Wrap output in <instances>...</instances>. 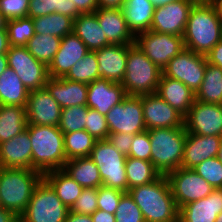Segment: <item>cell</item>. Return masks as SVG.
<instances>
[{
  "label": "cell",
  "mask_w": 222,
  "mask_h": 222,
  "mask_svg": "<svg viewBox=\"0 0 222 222\" xmlns=\"http://www.w3.org/2000/svg\"><path fill=\"white\" fill-rule=\"evenodd\" d=\"M97 199V188H84L70 210L77 214L92 215L98 209Z\"/></svg>",
  "instance_id": "45"
},
{
  "label": "cell",
  "mask_w": 222,
  "mask_h": 222,
  "mask_svg": "<svg viewBox=\"0 0 222 222\" xmlns=\"http://www.w3.org/2000/svg\"><path fill=\"white\" fill-rule=\"evenodd\" d=\"M165 176L178 208L190 202L203 199L215 190L194 169L180 167L170 171Z\"/></svg>",
  "instance_id": "10"
},
{
  "label": "cell",
  "mask_w": 222,
  "mask_h": 222,
  "mask_svg": "<svg viewBox=\"0 0 222 222\" xmlns=\"http://www.w3.org/2000/svg\"><path fill=\"white\" fill-rule=\"evenodd\" d=\"M151 143V163L166 175L182 167L185 139V127L154 128L148 130Z\"/></svg>",
  "instance_id": "5"
},
{
  "label": "cell",
  "mask_w": 222,
  "mask_h": 222,
  "mask_svg": "<svg viewBox=\"0 0 222 222\" xmlns=\"http://www.w3.org/2000/svg\"><path fill=\"white\" fill-rule=\"evenodd\" d=\"M65 222H93V220L91 215L77 214L70 210Z\"/></svg>",
  "instance_id": "54"
},
{
  "label": "cell",
  "mask_w": 222,
  "mask_h": 222,
  "mask_svg": "<svg viewBox=\"0 0 222 222\" xmlns=\"http://www.w3.org/2000/svg\"><path fill=\"white\" fill-rule=\"evenodd\" d=\"M98 210H103L111 214H115L121 196L125 193L119 189L100 186L97 188Z\"/></svg>",
  "instance_id": "44"
},
{
  "label": "cell",
  "mask_w": 222,
  "mask_h": 222,
  "mask_svg": "<svg viewBox=\"0 0 222 222\" xmlns=\"http://www.w3.org/2000/svg\"><path fill=\"white\" fill-rule=\"evenodd\" d=\"M133 136L125 133H112L107 139L119 152L127 156L131 149Z\"/></svg>",
  "instance_id": "49"
},
{
  "label": "cell",
  "mask_w": 222,
  "mask_h": 222,
  "mask_svg": "<svg viewBox=\"0 0 222 222\" xmlns=\"http://www.w3.org/2000/svg\"><path fill=\"white\" fill-rule=\"evenodd\" d=\"M150 1L154 5V7L157 8V7L165 6L168 3L175 2L178 0H150Z\"/></svg>",
  "instance_id": "60"
},
{
  "label": "cell",
  "mask_w": 222,
  "mask_h": 222,
  "mask_svg": "<svg viewBox=\"0 0 222 222\" xmlns=\"http://www.w3.org/2000/svg\"><path fill=\"white\" fill-rule=\"evenodd\" d=\"M42 178L37 170L0 167V207L21 215Z\"/></svg>",
  "instance_id": "4"
},
{
  "label": "cell",
  "mask_w": 222,
  "mask_h": 222,
  "mask_svg": "<svg viewBox=\"0 0 222 222\" xmlns=\"http://www.w3.org/2000/svg\"><path fill=\"white\" fill-rule=\"evenodd\" d=\"M8 222H26L22 215H14Z\"/></svg>",
  "instance_id": "62"
},
{
  "label": "cell",
  "mask_w": 222,
  "mask_h": 222,
  "mask_svg": "<svg viewBox=\"0 0 222 222\" xmlns=\"http://www.w3.org/2000/svg\"><path fill=\"white\" fill-rule=\"evenodd\" d=\"M87 86V107L105 116L127 96L121 83L104 78H98Z\"/></svg>",
  "instance_id": "18"
},
{
  "label": "cell",
  "mask_w": 222,
  "mask_h": 222,
  "mask_svg": "<svg viewBox=\"0 0 222 222\" xmlns=\"http://www.w3.org/2000/svg\"><path fill=\"white\" fill-rule=\"evenodd\" d=\"M213 6L215 7V10L217 12V15L222 21V0H214L212 2Z\"/></svg>",
  "instance_id": "59"
},
{
  "label": "cell",
  "mask_w": 222,
  "mask_h": 222,
  "mask_svg": "<svg viewBox=\"0 0 222 222\" xmlns=\"http://www.w3.org/2000/svg\"><path fill=\"white\" fill-rule=\"evenodd\" d=\"M116 222H145L142 212L128 192H125L115 212Z\"/></svg>",
  "instance_id": "42"
},
{
  "label": "cell",
  "mask_w": 222,
  "mask_h": 222,
  "mask_svg": "<svg viewBox=\"0 0 222 222\" xmlns=\"http://www.w3.org/2000/svg\"><path fill=\"white\" fill-rule=\"evenodd\" d=\"M193 169L212 187L222 189V163L218 157L208 158Z\"/></svg>",
  "instance_id": "41"
},
{
  "label": "cell",
  "mask_w": 222,
  "mask_h": 222,
  "mask_svg": "<svg viewBox=\"0 0 222 222\" xmlns=\"http://www.w3.org/2000/svg\"><path fill=\"white\" fill-rule=\"evenodd\" d=\"M145 222H179V208L165 175L152 183L128 190Z\"/></svg>",
  "instance_id": "1"
},
{
  "label": "cell",
  "mask_w": 222,
  "mask_h": 222,
  "mask_svg": "<svg viewBox=\"0 0 222 222\" xmlns=\"http://www.w3.org/2000/svg\"><path fill=\"white\" fill-rule=\"evenodd\" d=\"M207 63L205 55L183 48L162 71L164 76L179 80L196 93L204 79Z\"/></svg>",
  "instance_id": "12"
},
{
  "label": "cell",
  "mask_w": 222,
  "mask_h": 222,
  "mask_svg": "<svg viewBox=\"0 0 222 222\" xmlns=\"http://www.w3.org/2000/svg\"><path fill=\"white\" fill-rule=\"evenodd\" d=\"M85 130L96 140H106L109 136L106 116L95 109L88 108Z\"/></svg>",
  "instance_id": "43"
},
{
  "label": "cell",
  "mask_w": 222,
  "mask_h": 222,
  "mask_svg": "<svg viewBox=\"0 0 222 222\" xmlns=\"http://www.w3.org/2000/svg\"><path fill=\"white\" fill-rule=\"evenodd\" d=\"M43 178L51 185L57 197L69 209L72 208L84 189L63 169L48 171L43 174Z\"/></svg>",
  "instance_id": "30"
},
{
  "label": "cell",
  "mask_w": 222,
  "mask_h": 222,
  "mask_svg": "<svg viewBox=\"0 0 222 222\" xmlns=\"http://www.w3.org/2000/svg\"><path fill=\"white\" fill-rule=\"evenodd\" d=\"M0 167L32 169V143L27 129L0 144Z\"/></svg>",
  "instance_id": "20"
},
{
  "label": "cell",
  "mask_w": 222,
  "mask_h": 222,
  "mask_svg": "<svg viewBox=\"0 0 222 222\" xmlns=\"http://www.w3.org/2000/svg\"><path fill=\"white\" fill-rule=\"evenodd\" d=\"M87 106H71L62 109L59 129L65 134L85 130Z\"/></svg>",
  "instance_id": "40"
},
{
  "label": "cell",
  "mask_w": 222,
  "mask_h": 222,
  "mask_svg": "<svg viewBox=\"0 0 222 222\" xmlns=\"http://www.w3.org/2000/svg\"><path fill=\"white\" fill-rule=\"evenodd\" d=\"M222 212V189L179 208V222H215Z\"/></svg>",
  "instance_id": "23"
},
{
  "label": "cell",
  "mask_w": 222,
  "mask_h": 222,
  "mask_svg": "<svg viewBox=\"0 0 222 222\" xmlns=\"http://www.w3.org/2000/svg\"><path fill=\"white\" fill-rule=\"evenodd\" d=\"M8 19L0 12V30H7Z\"/></svg>",
  "instance_id": "61"
},
{
  "label": "cell",
  "mask_w": 222,
  "mask_h": 222,
  "mask_svg": "<svg viewBox=\"0 0 222 222\" xmlns=\"http://www.w3.org/2000/svg\"><path fill=\"white\" fill-rule=\"evenodd\" d=\"M89 51L87 46L75 33L67 34L61 39L59 50L48 67L49 77H65L72 66Z\"/></svg>",
  "instance_id": "19"
},
{
  "label": "cell",
  "mask_w": 222,
  "mask_h": 222,
  "mask_svg": "<svg viewBox=\"0 0 222 222\" xmlns=\"http://www.w3.org/2000/svg\"><path fill=\"white\" fill-rule=\"evenodd\" d=\"M61 39L57 36L35 33L26 48L38 61L49 67L59 50Z\"/></svg>",
  "instance_id": "36"
},
{
  "label": "cell",
  "mask_w": 222,
  "mask_h": 222,
  "mask_svg": "<svg viewBox=\"0 0 222 222\" xmlns=\"http://www.w3.org/2000/svg\"><path fill=\"white\" fill-rule=\"evenodd\" d=\"M142 108L147 130L185 127L184 116L156 93L142 95Z\"/></svg>",
  "instance_id": "17"
},
{
  "label": "cell",
  "mask_w": 222,
  "mask_h": 222,
  "mask_svg": "<svg viewBox=\"0 0 222 222\" xmlns=\"http://www.w3.org/2000/svg\"><path fill=\"white\" fill-rule=\"evenodd\" d=\"M121 9L134 35L150 30L155 10L150 0H125Z\"/></svg>",
  "instance_id": "28"
},
{
  "label": "cell",
  "mask_w": 222,
  "mask_h": 222,
  "mask_svg": "<svg viewBox=\"0 0 222 222\" xmlns=\"http://www.w3.org/2000/svg\"><path fill=\"white\" fill-rule=\"evenodd\" d=\"M26 113L27 125L59 126L62 107L44 87L29 92Z\"/></svg>",
  "instance_id": "16"
},
{
  "label": "cell",
  "mask_w": 222,
  "mask_h": 222,
  "mask_svg": "<svg viewBox=\"0 0 222 222\" xmlns=\"http://www.w3.org/2000/svg\"><path fill=\"white\" fill-rule=\"evenodd\" d=\"M99 8L121 9L125 0H97Z\"/></svg>",
  "instance_id": "55"
},
{
  "label": "cell",
  "mask_w": 222,
  "mask_h": 222,
  "mask_svg": "<svg viewBox=\"0 0 222 222\" xmlns=\"http://www.w3.org/2000/svg\"><path fill=\"white\" fill-rule=\"evenodd\" d=\"M93 222H116L115 214L103 210H96L92 215Z\"/></svg>",
  "instance_id": "53"
},
{
  "label": "cell",
  "mask_w": 222,
  "mask_h": 222,
  "mask_svg": "<svg viewBox=\"0 0 222 222\" xmlns=\"http://www.w3.org/2000/svg\"><path fill=\"white\" fill-rule=\"evenodd\" d=\"M127 157L138 158L151 162V143L148 130L137 133L133 136L131 149Z\"/></svg>",
  "instance_id": "46"
},
{
  "label": "cell",
  "mask_w": 222,
  "mask_h": 222,
  "mask_svg": "<svg viewBox=\"0 0 222 222\" xmlns=\"http://www.w3.org/2000/svg\"><path fill=\"white\" fill-rule=\"evenodd\" d=\"M156 94L184 117L195 102V93L179 80L161 75Z\"/></svg>",
  "instance_id": "26"
},
{
  "label": "cell",
  "mask_w": 222,
  "mask_h": 222,
  "mask_svg": "<svg viewBox=\"0 0 222 222\" xmlns=\"http://www.w3.org/2000/svg\"><path fill=\"white\" fill-rule=\"evenodd\" d=\"M66 159L88 157L97 142L86 130L63 134Z\"/></svg>",
  "instance_id": "37"
},
{
  "label": "cell",
  "mask_w": 222,
  "mask_h": 222,
  "mask_svg": "<svg viewBox=\"0 0 222 222\" xmlns=\"http://www.w3.org/2000/svg\"><path fill=\"white\" fill-rule=\"evenodd\" d=\"M187 133L203 136H222V105L195 100L184 117Z\"/></svg>",
  "instance_id": "14"
},
{
  "label": "cell",
  "mask_w": 222,
  "mask_h": 222,
  "mask_svg": "<svg viewBox=\"0 0 222 222\" xmlns=\"http://www.w3.org/2000/svg\"><path fill=\"white\" fill-rule=\"evenodd\" d=\"M10 44L7 30H0V55L9 51Z\"/></svg>",
  "instance_id": "56"
},
{
  "label": "cell",
  "mask_w": 222,
  "mask_h": 222,
  "mask_svg": "<svg viewBox=\"0 0 222 222\" xmlns=\"http://www.w3.org/2000/svg\"><path fill=\"white\" fill-rule=\"evenodd\" d=\"M26 127V106L0 105V144L22 133Z\"/></svg>",
  "instance_id": "32"
},
{
  "label": "cell",
  "mask_w": 222,
  "mask_h": 222,
  "mask_svg": "<svg viewBox=\"0 0 222 222\" xmlns=\"http://www.w3.org/2000/svg\"><path fill=\"white\" fill-rule=\"evenodd\" d=\"M195 3H212L214 0H193Z\"/></svg>",
  "instance_id": "64"
},
{
  "label": "cell",
  "mask_w": 222,
  "mask_h": 222,
  "mask_svg": "<svg viewBox=\"0 0 222 222\" xmlns=\"http://www.w3.org/2000/svg\"><path fill=\"white\" fill-rule=\"evenodd\" d=\"M207 62L222 69V40L219 41L206 55Z\"/></svg>",
  "instance_id": "52"
},
{
  "label": "cell",
  "mask_w": 222,
  "mask_h": 222,
  "mask_svg": "<svg viewBox=\"0 0 222 222\" xmlns=\"http://www.w3.org/2000/svg\"><path fill=\"white\" fill-rule=\"evenodd\" d=\"M7 32L10 46H26L35 35L32 18L10 19L7 22Z\"/></svg>",
  "instance_id": "39"
},
{
  "label": "cell",
  "mask_w": 222,
  "mask_h": 222,
  "mask_svg": "<svg viewBox=\"0 0 222 222\" xmlns=\"http://www.w3.org/2000/svg\"><path fill=\"white\" fill-rule=\"evenodd\" d=\"M222 40V21L212 3H194L185 32L184 47L195 53H207Z\"/></svg>",
  "instance_id": "2"
},
{
  "label": "cell",
  "mask_w": 222,
  "mask_h": 222,
  "mask_svg": "<svg viewBox=\"0 0 222 222\" xmlns=\"http://www.w3.org/2000/svg\"><path fill=\"white\" fill-rule=\"evenodd\" d=\"M6 55L8 67L15 71L29 92L45 87L50 78L48 67L38 61L26 46H10Z\"/></svg>",
  "instance_id": "11"
},
{
  "label": "cell",
  "mask_w": 222,
  "mask_h": 222,
  "mask_svg": "<svg viewBox=\"0 0 222 222\" xmlns=\"http://www.w3.org/2000/svg\"><path fill=\"white\" fill-rule=\"evenodd\" d=\"M35 33L63 38L73 32L74 19L59 13L33 18Z\"/></svg>",
  "instance_id": "35"
},
{
  "label": "cell",
  "mask_w": 222,
  "mask_h": 222,
  "mask_svg": "<svg viewBox=\"0 0 222 222\" xmlns=\"http://www.w3.org/2000/svg\"><path fill=\"white\" fill-rule=\"evenodd\" d=\"M80 14L93 13L98 10L97 0H71Z\"/></svg>",
  "instance_id": "51"
},
{
  "label": "cell",
  "mask_w": 222,
  "mask_h": 222,
  "mask_svg": "<svg viewBox=\"0 0 222 222\" xmlns=\"http://www.w3.org/2000/svg\"><path fill=\"white\" fill-rule=\"evenodd\" d=\"M163 71L134 44H128L124 79L121 82L127 95L156 93Z\"/></svg>",
  "instance_id": "6"
},
{
  "label": "cell",
  "mask_w": 222,
  "mask_h": 222,
  "mask_svg": "<svg viewBox=\"0 0 222 222\" xmlns=\"http://www.w3.org/2000/svg\"><path fill=\"white\" fill-rule=\"evenodd\" d=\"M220 136H203L187 133L185 139L182 167L193 169L204 160L217 157L220 147Z\"/></svg>",
  "instance_id": "22"
},
{
  "label": "cell",
  "mask_w": 222,
  "mask_h": 222,
  "mask_svg": "<svg viewBox=\"0 0 222 222\" xmlns=\"http://www.w3.org/2000/svg\"><path fill=\"white\" fill-rule=\"evenodd\" d=\"M62 169L83 188L102 186L99 169L89 156L67 160Z\"/></svg>",
  "instance_id": "29"
},
{
  "label": "cell",
  "mask_w": 222,
  "mask_h": 222,
  "mask_svg": "<svg viewBox=\"0 0 222 222\" xmlns=\"http://www.w3.org/2000/svg\"><path fill=\"white\" fill-rule=\"evenodd\" d=\"M15 214L10 210L0 207V222H8Z\"/></svg>",
  "instance_id": "57"
},
{
  "label": "cell",
  "mask_w": 222,
  "mask_h": 222,
  "mask_svg": "<svg viewBox=\"0 0 222 222\" xmlns=\"http://www.w3.org/2000/svg\"><path fill=\"white\" fill-rule=\"evenodd\" d=\"M194 3L193 0H178L155 8L150 30L183 37Z\"/></svg>",
  "instance_id": "15"
},
{
  "label": "cell",
  "mask_w": 222,
  "mask_h": 222,
  "mask_svg": "<svg viewBox=\"0 0 222 222\" xmlns=\"http://www.w3.org/2000/svg\"><path fill=\"white\" fill-rule=\"evenodd\" d=\"M69 211L51 185L42 178L21 215L26 222H65Z\"/></svg>",
  "instance_id": "8"
},
{
  "label": "cell",
  "mask_w": 222,
  "mask_h": 222,
  "mask_svg": "<svg viewBox=\"0 0 222 222\" xmlns=\"http://www.w3.org/2000/svg\"><path fill=\"white\" fill-rule=\"evenodd\" d=\"M70 81L90 84L100 78L97 57L94 51H89L83 58L72 66L64 77Z\"/></svg>",
  "instance_id": "38"
},
{
  "label": "cell",
  "mask_w": 222,
  "mask_h": 222,
  "mask_svg": "<svg viewBox=\"0 0 222 222\" xmlns=\"http://www.w3.org/2000/svg\"><path fill=\"white\" fill-rule=\"evenodd\" d=\"M134 43L161 70L185 48L182 36L151 30L135 35Z\"/></svg>",
  "instance_id": "9"
},
{
  "label": "cell",
  "mask_w": 222,
  "mask_h": 222,
  "mask_svg": "<svg viewBox=\"0 0 222 222\" xmlns=\"http://www.w3.org/2000/svg\"><path fill=\"white\" fill-rule=\"evenodd\" d=\"M8 67V60L6 54L0 55V75L6 70Z\"/></svg>",
  "instance_id": "58"
},
{
  "label": "cell",
  "mask_w": 222,
  "mask_h": 222,
  "mask_svg": "<svg viewBox=\"0 0 222 222\" xmlns=\"http://www.w3.org/2000/svg\"><path fill=\"white\" fill-rule=\"evenodd\" d=\"M50 2V14L59 13L76 19L80 13L77 8L72 4L71 0H49Z\"/></svg>",
  "instance_id": "48"
},
{
  "label": "cell",
  "mask_w": 222,
  "mask_h": 222,
  "mask_svg": "<svg viewBox=\"0 0 222 222\" xmlns=\"http://www.w3.org/2000/svg\"><path fill=\"white\" fill-rule=\"evenodd\" d=\"M100 78L121 83L126 70L128 44H113L94 51Z\"/></svg>",
  "instance_id": "21"
},
{
  "label": "cell",
  "mask_w": 222,
  "mask_h": 222,
  "mask_svg": "<svg viewBox=\"0 0 222 222\" xmlns=\"http://www.w3.org/2000/svg\"><path fill=\"white\" fill-rule=\"evenodd\" d=\"M218 159L222 163V136H221V142H220V147H219V152H218Z\"/></svg>",
  "instance_id": "63"
},
{
  "label": "cell",
  "mask_w": 222,
  "mask_h": 222,
  "mask_svg": "<svg viewBox=\"0 0 222 222\" xmlns=\"http://www.w3.org/2000/svg\"><path fill=\"white\" fill-rule=\"evenodd\" d=\"M106 122L109 134L135 135L147 130L143 118L142 95H127L106 114Z\"/></svg>",
  "instance_id": "13"
},
{
  "label": "cell",
  "mask_w": 222,
  "mask_h": 222,
  "mask_svg": "<svg viewBox=\"0 0 222 222\" xmlns=\"http://www.w3.org/2000/svg\"><path fill=\"white\" fill-rule=\"evenodd\" d=\"M30 0H0V12L8 19L27 17Z\"/></svg>",
  "instance_id": "47"
},
{
  "label": "cell",
  "mask_w": 222,
  "mask_h": 222,
  "mask_svg": "<svg viewBox=\"0 0 222 222\" xmlns=\"http://www.w3.org/2000/svg\"><path fill=\"white\" fill-rule=\"evenodd\" d=\"M215 222H222V212L218 215Z\"/></svg>",
  "instance_id": "65"
},
{
  "label": "cell",
  "mask_w": 222,
  "mask_h": 222,
  "mask_svg": "<svg viewBox=\"0 0 222 222\" xmlns=\"http://www.w3.org/2000/svg\"><path fill=\"white\" fill-rule=\"evenodd\" d=\"M73 33L83 41L90 51L111 45L98 23L95 12L80 14L74 20Z\"/></svg>",
  "instance_id": "27"
},
{
  "label": "cell",
  "mask_w": 222,
  "mask_h": 222,
  "mask_svg": "<svg viewBox=\"0 0 222 222\" xmlns=\"http://www.w3.org/2000/svg\"><path fill=\"white\" fill-rule=\"evenodd\" d=\"M197 101L222 105V69L207 63L204 79L195 93Z\"/></svg>",
  "instance_id": "33"
},
{
  "label": "cell",
  "mask_w": 222,
  "mask_h": 222,
  "mask_svg": "<svg viewBox=\"0 0 222 222\" xmlns=\"http://www.w3.org/2000/svg\"><path fill=\"white\" fill-rule=\"evenodd\" d=\"M128 190L137 186L152 183L161 174L150 161L126 157L125 162Z\"/></svg>",
  "instance_id": "34"
},
{
  "label": "cell",
  "mask_w": 222,
  "mask_h": 222,
  "mask_svg": "<svg viewBox=\"0 0 222 222\" xmlns=\"http://www.w3.org/2000/svg\"><path fill=\"white\" fill-rule=\"evenodd\" d=\"M95 14L111 45L134 44L135 35L128 28L122 9L98 8Z\"/></svg>",
  "instance_id": "24"
},
{
  "label": "cell",
  "mask_w": 222,
  "mask_h": 222,
  "mask_svg": "<svg viewBox=\"0 0 222 222\" xmlns=\"http://www.w3.org/2000/svg\"><path fill=\"white\" fill-rule=\"evenodd\" d=\"M50 14L49 0H30L27 17L36 18Z\"/></svg>",
  "instance_id": "50"
},
{
  "label": "cell",
  "mask_w": 222,
  "mask_h": 222,
  "mask_svg": "<svg viewBox=\"0 0 222 222\" xmlns=\"http://www.w3.org/2000/svg\"><path fill=\"white\" fill-rule=\"evenodd\" d=\"M89 157L99 169L102 186L128 192L125 171L126 155L119 152L106 139L97 140Z\"/></svg>",
  "instance_id": "7"
},
{
  "label": "cell",
  "mask_w": 222,
  "mask_h": 222,
  "mask_svg": "<svg viewBox=\"0 0 222 222\" xmlns=\"http://www.w3.org/2000/svg\"><path fill=\"white\" fill-rule=\"evenodd\" d=\"M45 87L62 109L78 105L87 106L88 86L85 83L70 81L64 77H50Z\"/></svg>",
  "instance_id": "25"
},
{
  "label": "cell",
  "mask_w": 222,
  "mask_h": 222,
  "mask_svg": "<svg viewBox=\"0 0 222 222\" xmlns=\"http://www.w3.org/2000/svg\"><path fill=\"white\" fill-rule=\"evenodd\" d=\"M32 143V170L42 174L62 169L67 162L64 137L58 126L27 125Z\"/></svg>",
  "instance_id": "3"
},
{
  "label": "cell",
  "mask_w": 222,
  "mask_h": 222,
  "mask_svg": "<svg viewBox=\"0 0 222 222\" xmlns=\"http://www.w3.org/2000/svg\"><path fill=\"white\" fill-rule=\"evenodd\" d=\"M29 91L10 67L0 75V105L26 106Z\"/></svg>",
  "instance_id": "31"
}]
</instances>
